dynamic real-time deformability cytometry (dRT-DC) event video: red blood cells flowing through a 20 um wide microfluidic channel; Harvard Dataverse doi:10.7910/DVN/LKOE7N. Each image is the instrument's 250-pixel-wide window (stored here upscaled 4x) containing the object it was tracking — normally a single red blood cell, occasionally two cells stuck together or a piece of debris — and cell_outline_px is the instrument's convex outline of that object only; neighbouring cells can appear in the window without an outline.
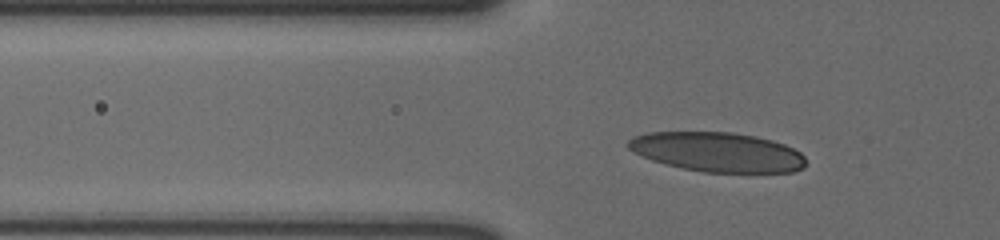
{"species": "human", "species_latin": "Homo sapiens", "temperature_condition": "cold", "stored_images_in_passage": 46, "camera_frame_rate_fps": 3000, "um_per_image_px": 0.085, "donor": {"sex": "male"}, "frame": {"image": 1, "passage_image": 12, "time_ms": 3.667, "image_size_px": [1000, 240], "cell_outline_px": [[804, 168], [792, 172], [704, 172], [680, 168], [652, 160], [628, 148], [628, 140], [632, 136], [648, 132], [732, 132], [756, 136], [772, 140], [784, 144], [800, 152], [804, 156]], "centroid_in_image_um": [60.98, 12.92], "position_along_channel_um": 64.8, "area_um2": 40.81}}
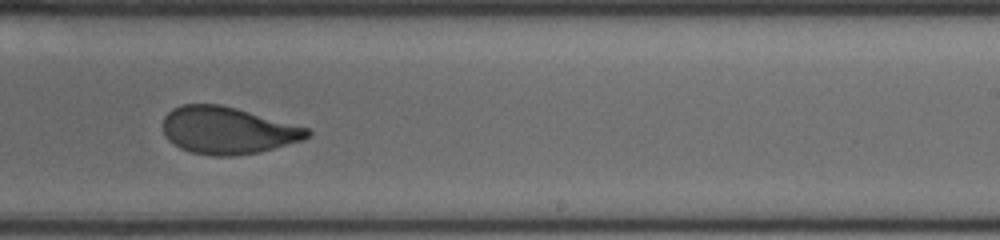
{"frame": {"image": 2, "passage_image": 30, "time_ms": 9.667, "image_size_px": [1000, 240], "cell_outline_px": [[312, 132], [304, 140], [260, 152], [232, 156], [212, 156], [192, 152], [180, 148], [168, 140], [164, 136], [164, 116], [172, 108], [184, 104], [220, 104], [236, 108], [308, 128]], "centroid_in_image_um": [19.34, 11.09], "position_along_channel_um": 269.7, "area_um2": 39.59}}
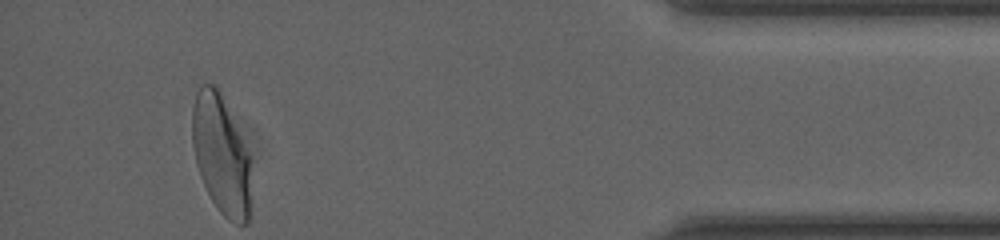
{"frame": {"image": 3, "passage_image": 46, "time_ms": 15.0, "image_size_px": [1000, 240], "cell_outline_px": [[248, 224], [236, 224], [228, 220], [216, 208], [200, 176], [196, 164], [192, 144], [192, 108], [196, 92], [200, 84], [216, 84], [220, 92], [248, 152]], "centroid_in_image_um": [18.73, 13.11], "position_along_channel_um": 416.5, "area_um2": 40.0}, "authors_computed_cell_mechanics": {"area_um2": 40.0843, "velocity_mm_per_s": 3.5955, "shape_relaxation_time_tau1_ms": 5.0718, "shape_relaxation_time_tau2_ms": 0.9026, "deformation_change_tau1": 0.1643, "deformation_change_tau2": 0.0691}}